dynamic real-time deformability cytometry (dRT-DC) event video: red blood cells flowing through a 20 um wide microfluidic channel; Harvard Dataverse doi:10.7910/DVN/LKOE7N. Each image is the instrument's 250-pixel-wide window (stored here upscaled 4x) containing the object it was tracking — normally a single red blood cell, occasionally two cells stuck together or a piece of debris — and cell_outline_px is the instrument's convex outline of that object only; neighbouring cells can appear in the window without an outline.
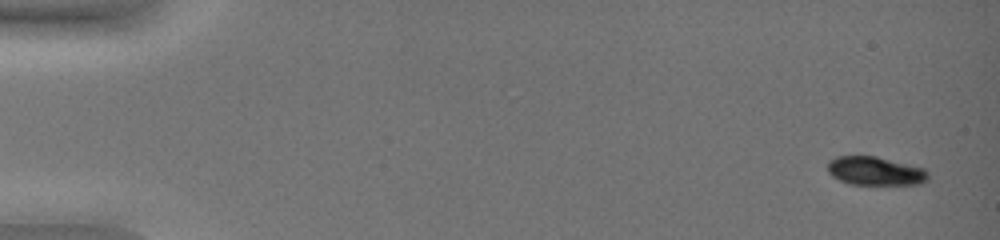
{"species": "common noctule bat (a hibernating species)", "species_latin": "Nyctalus noctula", "temperature_condition": "warm", "stored_images_in_passage": 51, "camera_frame_rate_fps": 3000, "um_per_image_px": 0.085, "animal": {"sex": "female", "body_mass_g": 19.0, "forearm_length_mm": 51.5}, "frame": {"image": 1, "passage_image": 1, "time_ms": 0.0, "image_size_px": [1000, 240], "cell_outline_px": [[928, 180], [920, 184], [848, 184], [832, 176], [828, 172], [828, 160], [836, 156], [876, 156], [924, 168], [928, 172]], "centroid_in_image_um": [74.38, 14.53], "position_along_channel_um": 10.6, "area_um2": 16.76}}
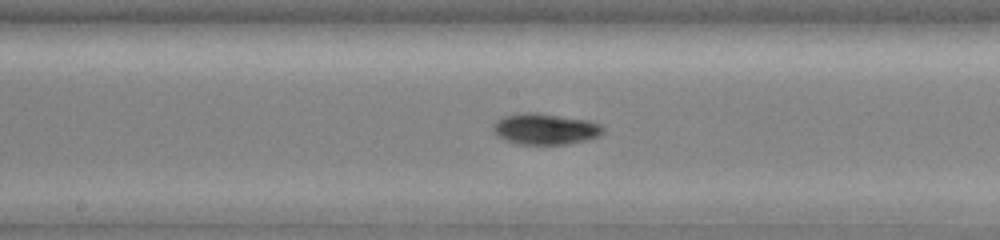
{"frame": {"image": 2, "passage_image": 29, "time_ms": 9.333, "image_size_px": [1000, 240], "cell_outline_px": [[604, 132], [600, 136], [588, 140], [568, 144], [516, 144], [504, 140], [496, 136], [492, 132], [492, 124], [496, 120], [504, 116], [524, 112], [536, 112], [588, 120], [600, 124], [604, 128]], "centroid_in_image_um": [46.32, 10.97], "position_along_channel_um": 201.9, "area_um2": 20.29}}
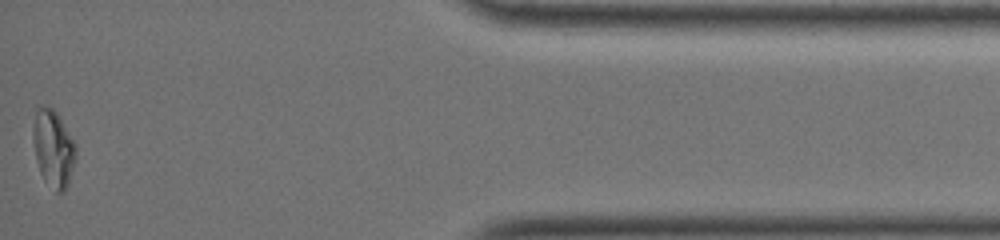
{"frame": {"image": 3, "passage_image": 51, "time_ms": 16.667, "image_size_px": [1000, 240], "cell_outline_px": [[76, 156], [68, 184], [64, 192], [56, 192], [44, 180], [40, 172], [36, 160], [32, 140], [32, 128], [36, 104], [48, 104], [56, 112], [76, 144]], "centroid_in_image_um": [4.49, 12.55], "position_along_channel_um": 430.7, "area_um2": 19.59}, "authors_computed_cell_mechanics": {"area_um2": 18.7272, "velocity_mm_per_s": 3.766, "shape_relaxation_time_tau1_ms": 5.7619, "shape_relaxation_time_tau2_ms": null, "deformation_change_tau1": 0.1683, "deformation_change_tau2": null}}